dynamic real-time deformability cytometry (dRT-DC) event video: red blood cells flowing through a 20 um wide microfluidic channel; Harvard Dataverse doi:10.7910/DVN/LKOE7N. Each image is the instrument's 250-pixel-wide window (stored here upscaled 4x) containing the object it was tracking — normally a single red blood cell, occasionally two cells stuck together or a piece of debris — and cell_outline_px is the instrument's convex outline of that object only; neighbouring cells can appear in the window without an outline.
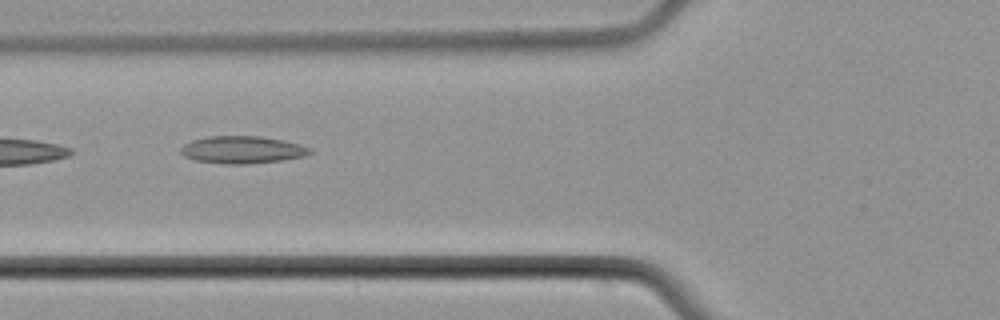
{"species": "common noctule bat (a hibernating species)", "species_latin": "Nyctalus noctula", "temperature_condition": "cold", "stored_images_in_passage": 7, "camera_frame_rate_fps": 3000, "um_per_image_px": 0.085, "animal": {"sex": "male", "body_mass_g": 21.5, "forearm_length_mm": 52.0}, "frame": {"image": 1, "passage_image": 6, "time_ms": 6.0, "image_size_px": [1000, 320], "cell_outline_px": [[312, 152], [304, 156], [280, 160], [248, 164], [224, 164], [196, 160], [184, 156], [180, 152], [180, 148], [184, 144], [192, 140], [208, 136], [260, 136], [284, 140], [300, 144], [312, 148]], "centroid_in_image_um": [20.59, 12.72], "position_along_channel_um": 105.2, "area_um2": 20.63}}
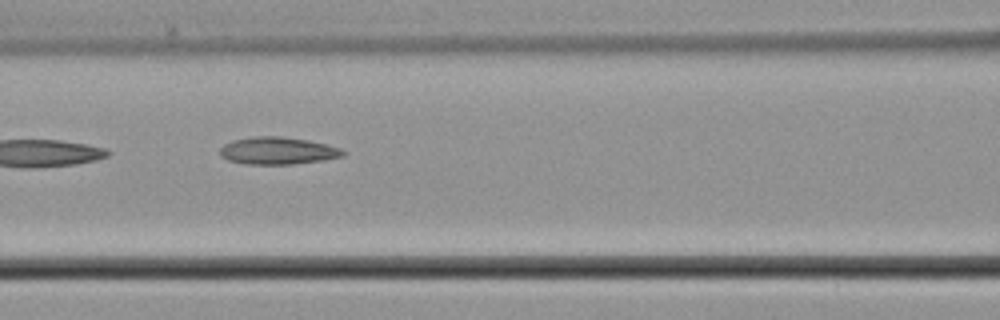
{"frame": {"image": 2, "passage_image": 7, "time_ms": 7.0, "image_size_px": [1000, 320], "cell_outline_px": [[348, 152], [344, 156], [324, 160], [292, 164], [244, 164], [228, 160], [220, 156], [220, 148], [224, 144], [232, 140], [252, 136], [280, 136], [308, 140], [340, 148]], "centroid_in_image_um": [23.6, 12.81], "position_along_channel_um": 143.0, "area_um2": 19.71}}